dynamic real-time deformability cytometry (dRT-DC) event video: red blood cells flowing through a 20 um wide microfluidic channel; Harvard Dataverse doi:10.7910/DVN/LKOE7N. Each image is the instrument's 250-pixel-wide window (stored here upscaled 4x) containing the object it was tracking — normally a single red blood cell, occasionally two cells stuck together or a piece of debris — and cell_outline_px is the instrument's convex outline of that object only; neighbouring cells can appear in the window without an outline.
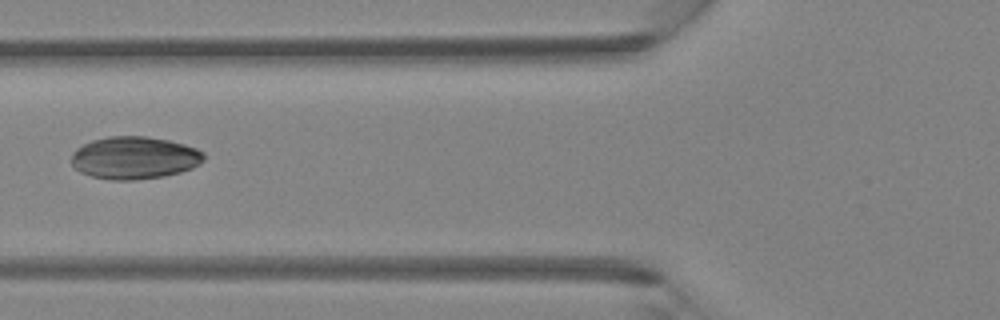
{"species": "Egyptian fruit bat (a non-hibernating species)", "species_latin": "Rousettus aegyptiacus", "temperature_condition": "room temperature", "stored_images_in_passage": 5, "camera_frame_rate_fps": 3000, "um_per_image_px": 0.085, "animal": {"sex": "female"}, "frame": {"image": 1, "passage_image": 5, "time_ms": 1.333, "image_size_px": [1000, 320], "cell_outline_px": [[204, 160], [200, 164], [192, 168], [180, 172], [164, 176], [132, 180], [112, 180], [92, 176], [80, 172], [72, 164], [72, 152], [76, 148], [92, 140], [108, 136], [144, 136], [168, 140], [184, 144], [196, 148], [204, 152]], "centroid_in_image_um": [11.43, 13.41], "position_along_channel_um": 114.4, "area_um2": 32.83}}